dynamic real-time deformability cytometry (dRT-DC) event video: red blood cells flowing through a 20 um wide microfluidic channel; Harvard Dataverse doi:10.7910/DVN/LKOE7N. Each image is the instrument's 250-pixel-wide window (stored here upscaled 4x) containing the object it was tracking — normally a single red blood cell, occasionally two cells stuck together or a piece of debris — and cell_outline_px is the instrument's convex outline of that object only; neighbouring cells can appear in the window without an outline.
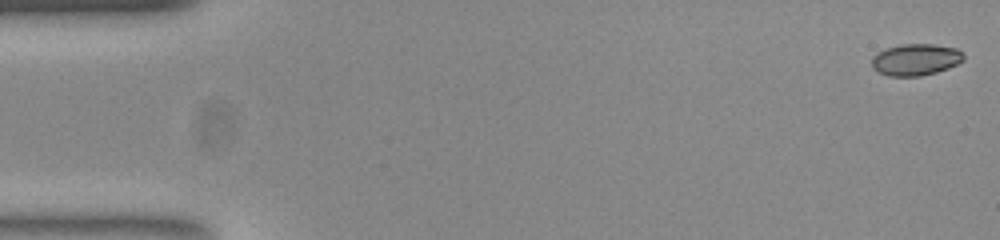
{"species": "common noctule bat (a hibernating species)", "species_latin": "Nyctalus noctula", "temperature_condition": "room temperature", "stored_images_in_passage": 54, "camera_frame_rate_fps": 3000, "um_per_image_px": 0.085, "animal": {"sex": "female", "body_mass_g": 23.0, "forearm_length_mm": 53.4}, "frame": {"image": 1, "passage_image": 1, "time_ms": 0.0, "image_size_px": [1000, 240], "cell_outline_px": [[964, 60], [948, 68], [936, 72], [920, 76], [888, 76], [872, 68], [872, 56], [888, 48], [900, 44], [932, 44], [956, 48], [964, 52]], "centroid_in_image_um": [77.85, 5.07], "position_along_channel_um": 7.1, "area_um2": 16.88}}
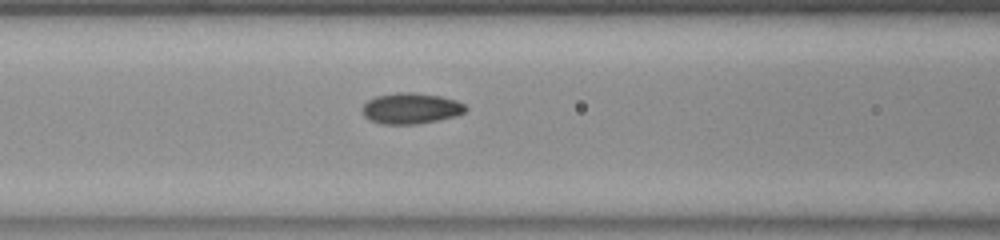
{"frame": {"image": 2, "passage_image": 22, "time_ms": 7.0, "image_size_px": [1000, 240], "cell_outline_px": [[468, 108], [464, 112], [456, 116], [416, 124], [384, 124], [372, 120], [364, 116], [360, 108], [368, 100], [376, 96], [400, 92], [412, 92], [440, 96], [456, 100], [464, 104]], "centroid_in_image_um": [34.92, 9.2], "position_along_channel_um": 131.7, "area_um2": 18.5}}
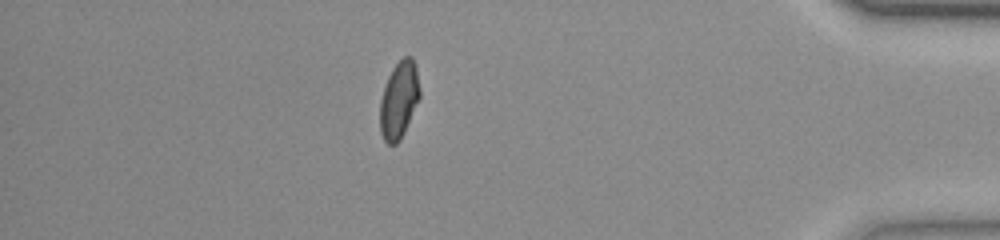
{"frame": {"image": 3, "passage_image": 47, "time_ms": 15.333, "image_size_px": [1000, 240], "cell_outline_px": [[420, 96], [404, 132], [400, 140], [396, 144], [388, 144], [384, 140], [380, 132], [380, 100], [388, 76], [392, 68], [404, 56], [412, 56], [416, 64], [420, 88]], "centroid_in_image_um": [33.92, 8.47], "position_along_channel_um": 401.3, "area_um2": 17.86}, "authors_computed_cell_mechanics": {"area_um2": 17.8024, "velocity_mm_per_s": 3.778, "shape_relaxation_time_tau1_ms": 6.1413, "shape_relaxation_time_tau2_ms": 1.7509, "deformation_change_tau1": 0.1516, "deformation_change_tau2": 0.0347}}